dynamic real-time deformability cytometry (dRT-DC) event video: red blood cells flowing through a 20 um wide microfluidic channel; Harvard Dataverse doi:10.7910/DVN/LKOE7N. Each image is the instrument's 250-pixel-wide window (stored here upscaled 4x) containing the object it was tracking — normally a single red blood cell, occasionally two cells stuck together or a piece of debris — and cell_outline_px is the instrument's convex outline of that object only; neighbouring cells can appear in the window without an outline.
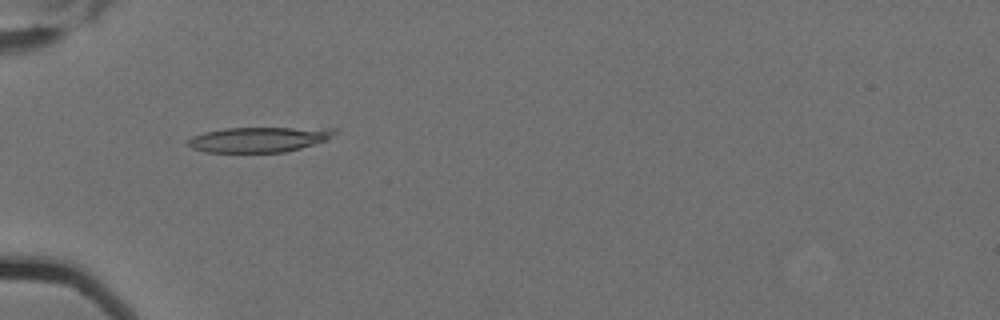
{"species": "Egyptian fruit bat (a non-hibernating species)", "species_latin": "Rousettus aegyptiacus", "temperature_condition": "cold", "stored_images_in_passage": 11, "camera_frame_rate_fps": 3000, "um_per_image_px": 0.085, "animal": {"sex": "female"}, "frame": {"image": 1, "passage_image": 6, "time_ms": 1.667, "image_size_px": [1000, 320], "cell_outline_px": [[336, 132], [328, 140], [300, 148], [284, 152], [204, 152], [192, 148], [188, 144], [188, 140], [192, 136], [204, 132], [224, 128], [336, 128]], "centroid_in_image_um": [22.0, 11.85], "position_along_channel_um": 63.0, "area_um2": 21.44}}